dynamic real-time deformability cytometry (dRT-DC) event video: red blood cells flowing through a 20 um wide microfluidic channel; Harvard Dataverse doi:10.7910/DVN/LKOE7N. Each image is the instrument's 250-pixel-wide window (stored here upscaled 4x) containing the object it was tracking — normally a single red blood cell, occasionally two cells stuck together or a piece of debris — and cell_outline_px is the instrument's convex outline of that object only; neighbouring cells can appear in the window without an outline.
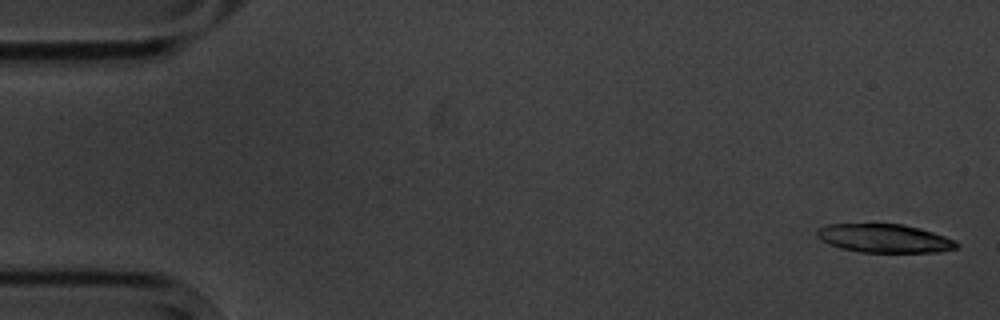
{"species": "common noctule bat (a hibernating species)", "species_latin": "Nyctalus noctula", "temperature_condition": "cold", "stored_images_in_passage": 8, "segment_of_instrument_passage": [1, 2], "camera_frame_rate_fps": 3000, "um_per_image_px": 0.085, "animal": {"sex": "male", "body_mass_g": 20.1, "forearm_length_mm": 53.5}, "frame": {"image": 1, "passage_image": 1, "time_ms": 0.0, "image_size_px": [1000, 320], "cell_outline_px": [[960, 244], [956, 248], [940, 252], [860, 252], [840, 248], [828, 244], [820, 240], [816, 236], [816, 228], [828, 224], [904, 224], [920, 228], [956, 240]], "centroid_in_image_um": [75.15, 20.26], "position_along_channel_um": 9.9, "area_um2": 23.41}}
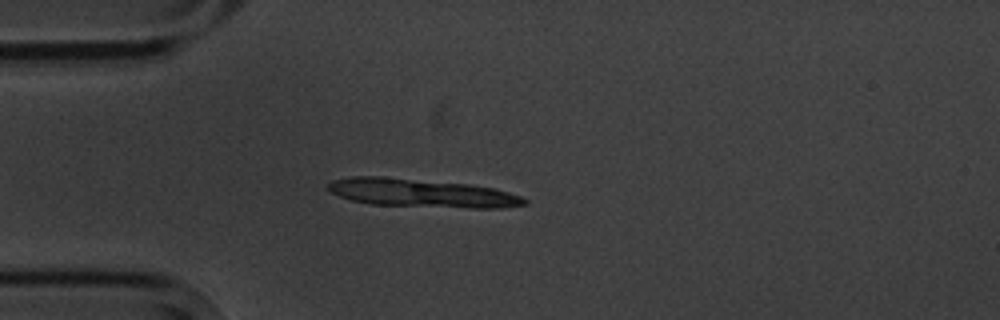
{"frame": {"image": 2, "passage_image": 5, "time_ms": 4.333, "image_size_px": [1000, 320], "cell_outline_px": [[528, 204], [504, 208], [472, 208], [372, 204], [352, 200], [328, 192], [324, 188], [332, 180], [352, 176], [384, 176], [468, 184], [492, 188], [508, 192], [520, 196], [528, 200]], "centroid_in_image_um": [35.81, 16.4], "position_along_channel_um": 49.2, "area_um2": 32.54}}